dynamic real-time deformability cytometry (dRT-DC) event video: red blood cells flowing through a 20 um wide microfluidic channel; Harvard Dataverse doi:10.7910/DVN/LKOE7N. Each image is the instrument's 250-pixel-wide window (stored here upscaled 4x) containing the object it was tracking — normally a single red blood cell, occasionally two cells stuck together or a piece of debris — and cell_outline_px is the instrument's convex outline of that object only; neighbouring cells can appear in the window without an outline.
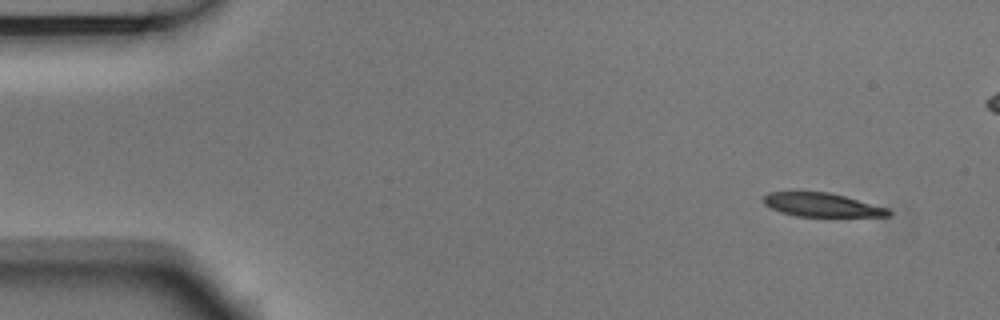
{"species": "Egyptian fruit bat (a non-hibernating species)", "species_latin": "Rousettus aegyptiacus", "temperature_condition": "room temperature", "stored_images_in_passage": 5, "camera_frame_rate_fps": 3000, "um_per_image_px": 0.085, "animal": {"sex": "male"}, "frame": {"image": 1, "passage_image": 1, "time_ms": 0.0, "image_size_px": [1000, 320], "cell_outline_px": [[892, 216], [796, 216], [780, 212], [764, 204], [764, 196], [768, 192], [828, 192], [844, 196], [888, 208], [892, 212]], "centroid_in_image_um": [69.87, 17.42], "position_along_channel_um": 15.1, "area_um2": 17.05}}